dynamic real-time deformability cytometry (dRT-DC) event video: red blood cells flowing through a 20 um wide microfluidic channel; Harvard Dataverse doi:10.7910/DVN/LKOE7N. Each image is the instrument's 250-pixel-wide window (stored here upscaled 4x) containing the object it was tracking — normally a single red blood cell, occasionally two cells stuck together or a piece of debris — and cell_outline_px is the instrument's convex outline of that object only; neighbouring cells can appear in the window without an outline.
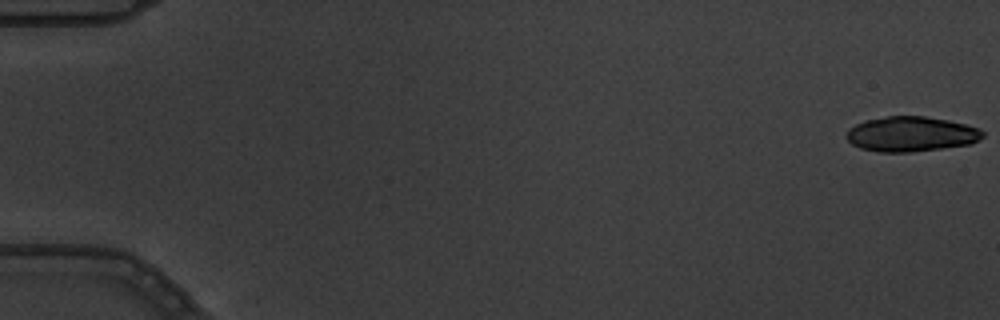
{"species": "common noctule bat (a hibernating species)", "species_latin": "Nyctalus noctula", "temperature_condition": "warm", "stored_images_in_passage": 6, "camera_frame_rate_fps": 3000, "um_per_image_px": 0.085, "animal": {"sex": "male", "body_mass_g": 19.5, "forearm_length_mm": 54.6}, "frame": {"image": 1, "passage_image": 1, "time_ms": 0.0, "image_size_px": [1000, 320], "cell_outline_px": [[984, 136], [972, 144], [912, 152], [880, 152], [860, 148], [852, 144], [844, 136], [848, 128], [864, 120], [888, 116], [924, 116], [948, 120], [980, 128], [984, 132]], "centroid_in_image_um": [77.43, 11.39], "position_along_channel_um": 7.6, "area_um2": 27.98}}
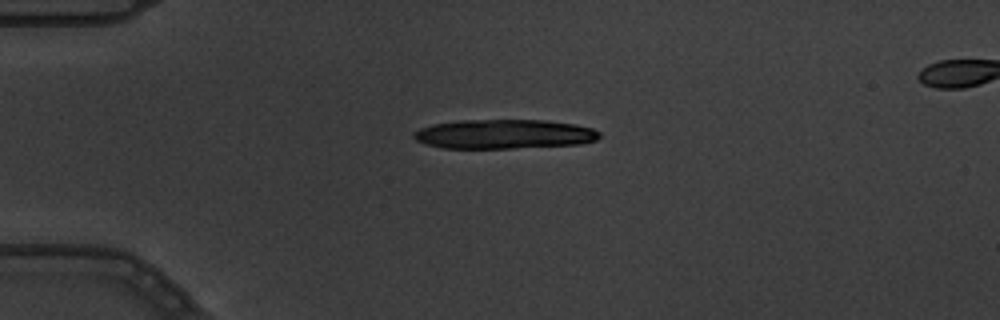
{"frame": {"image": 2, "passage_image": 5, "time_ms": 1.333, "image_size_px": [1000, 320], "cell_outline_px": [[600, 136], [596, 140], [580, 144], [516, 148], [444, 148], [424, 144], [416, 140], [412, 136], [412, 132], [420, 128], [432, 124], [460, 120], [544, 120], [576, 124], [592, 128], [600, 132]], "centroid_in_image_um": [42.83, 11.4], "position_along_channel_um": 42.2, "area_um2": 31.96}}